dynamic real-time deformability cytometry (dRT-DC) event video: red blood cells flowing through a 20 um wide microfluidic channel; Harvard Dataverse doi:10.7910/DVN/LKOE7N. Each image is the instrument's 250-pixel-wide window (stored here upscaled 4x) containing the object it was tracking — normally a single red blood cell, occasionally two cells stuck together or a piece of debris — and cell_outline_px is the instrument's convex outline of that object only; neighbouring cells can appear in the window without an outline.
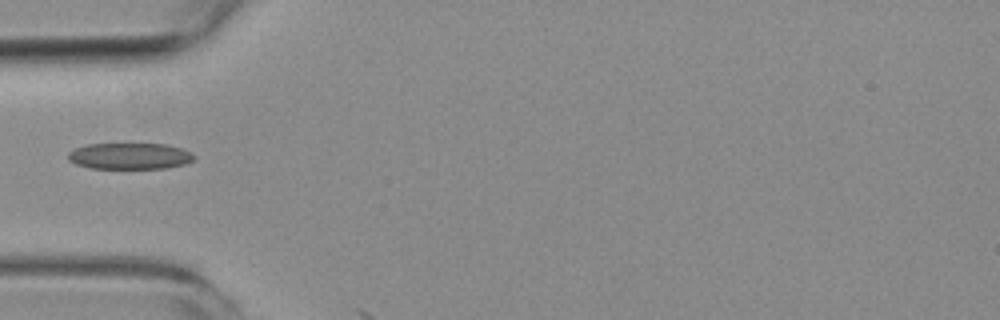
{"species": "common noctule bat (a hibernating species)", "species_latin": "Nyctalus noctula", "temperature_condition": "room temperature", "stored_images_in_passage": 7, "camera_frame_rate_fps": 3000, "um_per_image_px": 0.085, "animal": {"sex": "female", "body_mass_g": 19.3, "forearm_length_mm": 54.1}, "frame": {"image": 1, "passage_image": 6, "time_ms": 5.667, "image_size_px": [1000, 320], "cell_outline_px": [[196, 156], [192, 160], [184, 164], [164, 168], [92, 168], [76, 164], [68, 160], [68, 152], [76, 148], [88, 144], [168, 144], [192, 152]], "centroid_in_image_um": [11.03, 13.26], "position_along_channel_um": 74.0, "area_um2": 19.19}}